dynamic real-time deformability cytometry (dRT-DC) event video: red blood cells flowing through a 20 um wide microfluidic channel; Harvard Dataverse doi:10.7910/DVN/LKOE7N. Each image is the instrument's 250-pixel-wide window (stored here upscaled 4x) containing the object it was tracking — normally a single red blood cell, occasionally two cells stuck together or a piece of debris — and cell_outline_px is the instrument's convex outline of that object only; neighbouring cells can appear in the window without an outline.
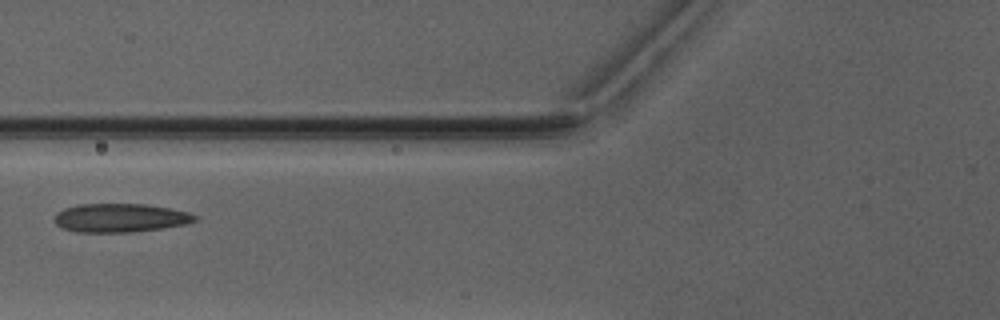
{"species": "Egyptian fruit bat (a non-hibernating species)", "species_latin": "Rousettus aegyptiacus", "temperature_condition": "warm", "stored_images_in_passage": 4, "camera_frame_rate_fps": 3000, "um_per_image_px": 0.085, "animal": {"sex": "male"}, "frame": {"image": 1, "passage_image": 3, "time_ms": 2.333, "image_size_px": [1000, 320], "cell_outline_px": [[200, 220], [188, 224], [132, 232], [76, 232], [64, 228], [56, 224], [52, 220], [56, 212], [64, 208], [80, 204], [148, 204], [172, 208], [188, 212], [200, 216]], "centroid_in_image_um": [10.26, 18.51], "position_along_channel_um": 115.5, "area_um2": 23.81}}
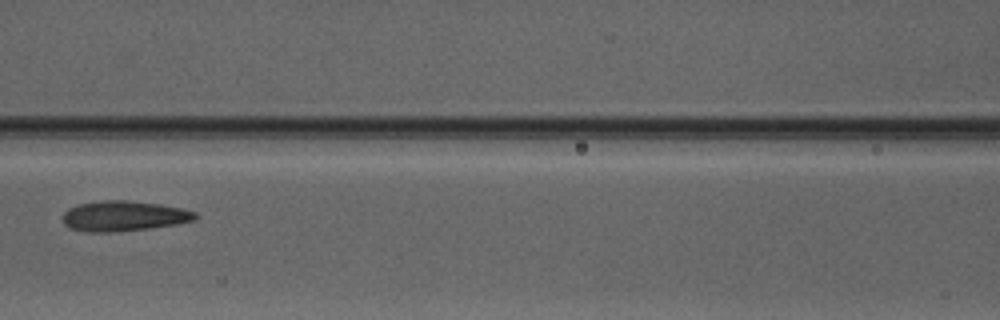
{"frame": {"image": 2, "passage_image": 4, "time_ms": 3.333, "image_size_px": [1000, 320], "cell_outline_px": [[200, 216], [196, 220], [176, 224], [152, 228], [120, 232], [84, 232], [68, 228], [64, 224], [64, 212], [68, 208], [76, 204], [100, 200], [128, 200], [160, 204], [180, 208], [196, 212]], "centroid_in_image_um": [10.52, 18.37], "position_along_channel_um": 156.1, "area_um2": 23.81}}